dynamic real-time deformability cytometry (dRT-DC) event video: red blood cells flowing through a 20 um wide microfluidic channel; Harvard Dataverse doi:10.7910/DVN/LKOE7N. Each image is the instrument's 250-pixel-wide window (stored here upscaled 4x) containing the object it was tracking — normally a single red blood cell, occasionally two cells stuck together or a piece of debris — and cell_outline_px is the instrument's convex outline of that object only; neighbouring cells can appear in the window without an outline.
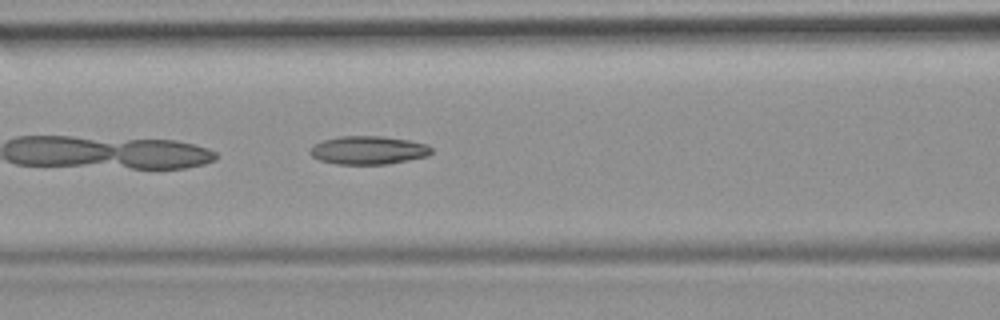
{"species": "common noctule bat (a hibernating species)", "species_latin": "Nyctalus noctula", "temperature_condition": "room temperature", "stored_images_in_passage": 34, "camera_frame_rate_fps": 3000, "um_per_image_px": 0.085, "animal": {"sex": "female", "body_mass_g": 19.9}, "frame": {"image": 1, "passage_image": 6, "time_ms": 1.667, "image_size_px": [1000, 320], "cell_outline_px": [[432, 152], [428, 156], [388, 164], [336, 164], [320, 160], [312, 156], [308, 152], [312, 144], [324, 140], [340, 136], [384, 136], [408, 140], [428, 144], [432, 148]], "centroid_in_image_um": [31.3, 12.76], "position_along_channel_um": 135.3, "area_um2": 20.17}}
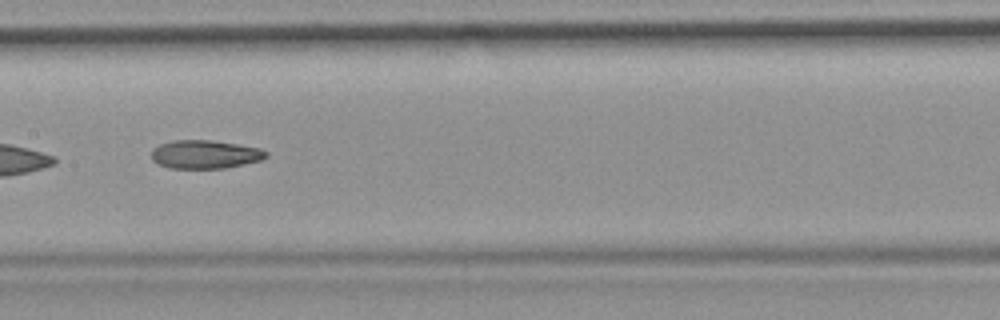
{"frame": {"image": 2, "passage_image": 10, "time_ms": 3.0, "image_size_px": [1000, 320], "cell_outline_px": [[268, 156], [260, 160], [224, 168], [168, 168], [156, 164], [152, 160], [152, 148], [160, 144], [172, 140], [212, 140], [260, 148], [268, 152]], "centroid_in_image_um": [17.38, 13.12], "position_along_channel_um": 190.0, "area_um2": 19.02}}